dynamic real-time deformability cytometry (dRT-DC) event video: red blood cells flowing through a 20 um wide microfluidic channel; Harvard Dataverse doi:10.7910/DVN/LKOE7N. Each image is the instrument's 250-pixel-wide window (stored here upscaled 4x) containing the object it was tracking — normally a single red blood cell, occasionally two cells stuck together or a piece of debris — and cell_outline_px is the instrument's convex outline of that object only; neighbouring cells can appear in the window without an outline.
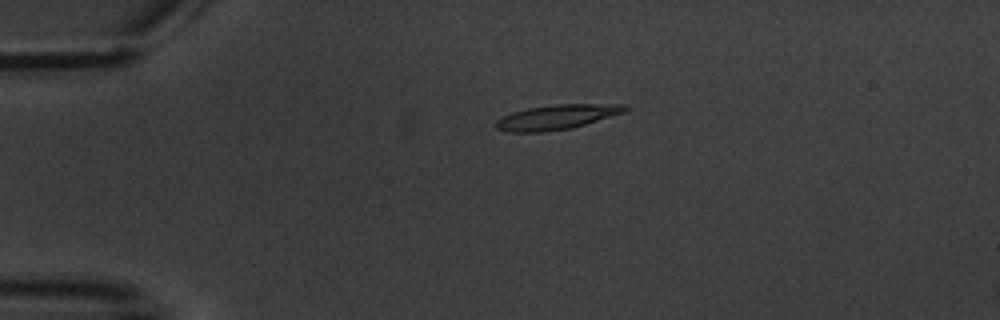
{"species": "common noctule bat (a hibernating species)", "species_latin": "Nyctalus noctula", "temperature_condition": "warm", "stored_images_in_passage": 5, "camera_frame_rate_fps": 3000, "um_per_image_px": 0.085, "animal": {"sex": "male", "body_mass_g": 20.1, "forearm_length_mm": 53.5}, "frame": {"image": 1, "passage_image": 3, "time_ms": 2.333, "image_size_px": [1000, 320], "cell_outline_px": [[628, 108], [624, 112], [572, 128], [544, 132], [508, 132], [496, 128], [496, 120], [512, 112], [528, 108], [556, 104], [628, 104]], "centroid_in_image_um": [47.32, 9.95], "position_along_channel_um": 37.7, "area_um2": 18.5}}
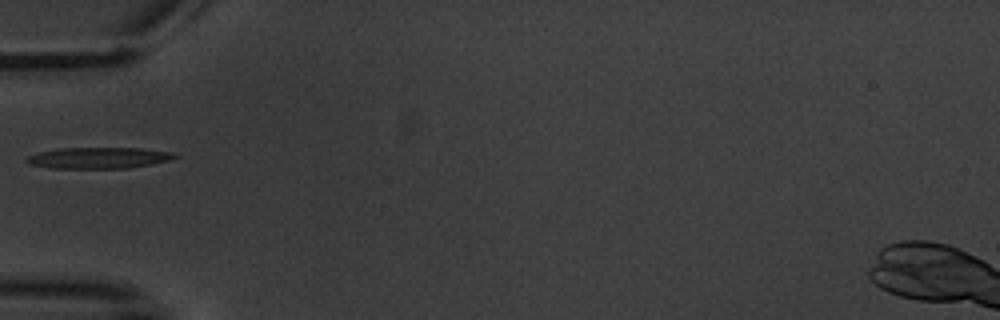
{"frame": {"image": 2, "passage_image": 5, "time_ms": 4.667, "image_size_px": [1000, 320], "cell_outline_px": [[180, 156], [172, 160], [152, 164], [128, 168], [48, 168], [28, 164], [24, 160], [24, 156], [40, 152], [60, 148], [140, 148], [172, 152]], "centroid_in_image_um": [8.37, 13.42], "position_along_channel_um": 76.6, "area_um2": 18.5}}